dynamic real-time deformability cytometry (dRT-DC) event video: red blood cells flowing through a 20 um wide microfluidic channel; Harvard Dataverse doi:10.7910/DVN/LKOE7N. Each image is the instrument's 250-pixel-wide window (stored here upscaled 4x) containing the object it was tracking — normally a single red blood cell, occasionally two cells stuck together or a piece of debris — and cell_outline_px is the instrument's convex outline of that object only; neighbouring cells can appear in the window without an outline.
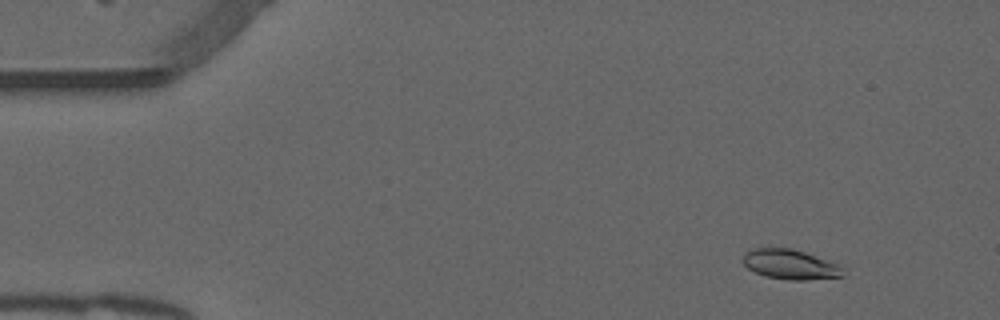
{"species": "common noctule bat (a hibernating species)", "species_latin": "Nyctalus noctula", "temperature_condition": "warm", "stored_images_in_passage": 21, "camera_frame_rate_fps": 3000, "um_per_image_px": 0.085, "animal": {"sex": "male", "forearm_length_mm": 52.5}, "frame": {"image": 1, "passage_image": 6, "time_ms": 1.667, "image_size_px": [1000, 320], "cell_outline_px": [[844, 276], [804, 280], [788, 280], [764, 276], [748, 268], [740, 260], [752, 248], [792, 248], [804, 252], [836, 264], [840, 268]], "centroid_in_image_um": [67.1, 22.48], "position_along_channel_um": 17.9, "area_um2": 17.05}}
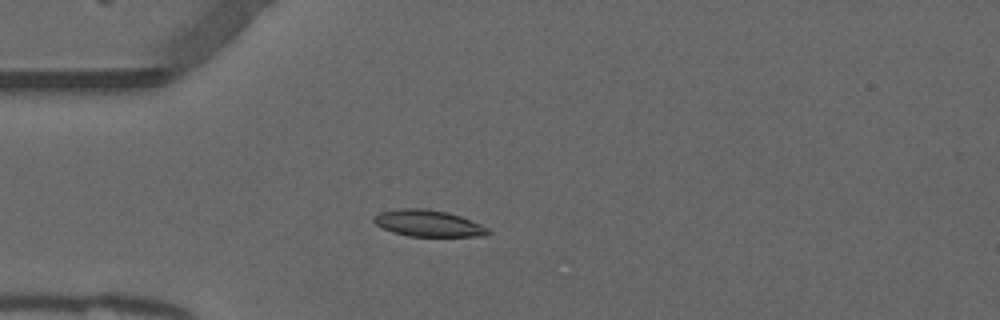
{"frame": {"image": 2, "passage_image": 15, "time_ms": 4.667, "image_size_px": [1000, 320], "cell_outline_px": [[492, 232], [484, 236], [408, 236], [392, 232], [376, 224], [372, 220], [372, 216], [380, 212], [400, 208], [428, 208], [448, 212], [460, 216], [480, 224], [488, 228]], "centroid_in_image_um": [36.38, 18.97], "position_along_channel_um": 48.6, "area_um2": 17.74}}
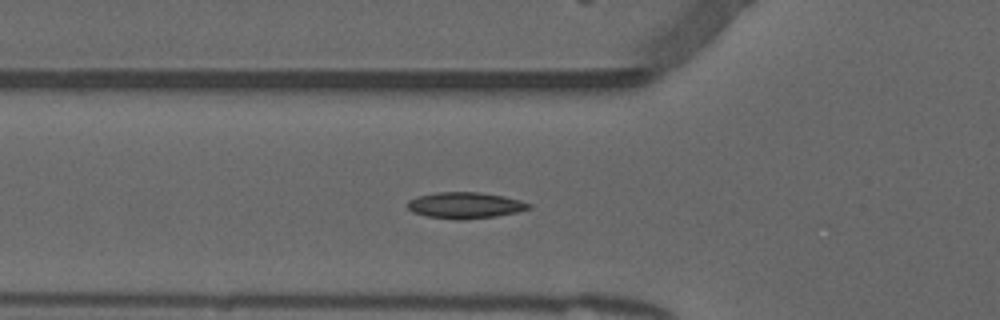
{"frame": {"image": 3, "passage_image": 19, "time_ms": 6.0, "image_size_px": [1000, 320], "cell_outline_px": [[532, 208], [516, 212], [496, 216], [460, 220], [456, 220], [428, 216], [412, 212], [408, 208], [408, 200], [416, 196], [436, 192], [480, 192], [504, 196], [520, 200], [532, 204]], "centroid_in_image_um": [39.54, 17.44], "position_along_channel_um": 86.3, "area_um2": 18.61}}